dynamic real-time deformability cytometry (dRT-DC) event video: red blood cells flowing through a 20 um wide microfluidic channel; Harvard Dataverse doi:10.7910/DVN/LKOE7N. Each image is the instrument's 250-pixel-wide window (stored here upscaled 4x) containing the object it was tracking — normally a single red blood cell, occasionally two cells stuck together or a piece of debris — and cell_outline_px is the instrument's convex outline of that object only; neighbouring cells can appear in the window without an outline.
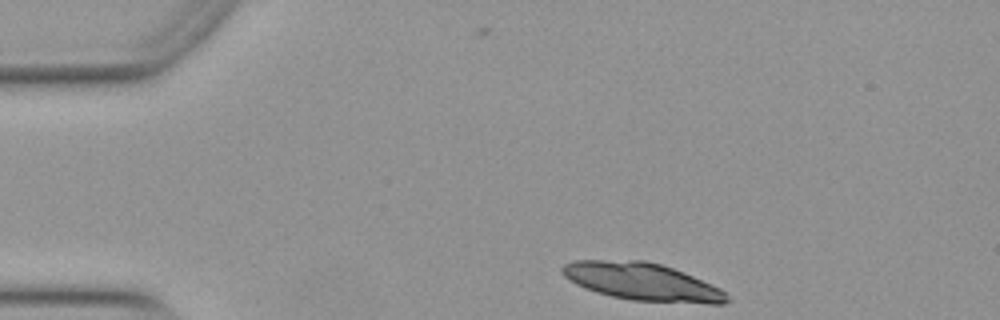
{"species": "Egyptian fruit bat (a non-hibernating species)", "species_latin": "Rousettus aegyptiacus", "temperature_condition": "warm", "stored_images_in_passage": 2, "camera_frame_rate_fps": 3000, "um_per_image_px": 0.085, "animal": {"sex": "female"}, "frame": {"image": 1, "passage_image": 2, "time_ms": 0.333, "image_size_px": [1000, 320], "cell_outline_px": [[728, 300], [724, 304], [708, 304], [632, 300], [612, 296], [596, 292], [584, 288], [568, 280], [564, 276], [560, 268], [564, 264], [576, 260], [644, 260], [660, 264], [684, 272], [720, 288], [728, 296]], "centroid_in_image_um": [54.57, 23.94], "position_along_channel_um": 30.4, "area_um2": 36.01}}